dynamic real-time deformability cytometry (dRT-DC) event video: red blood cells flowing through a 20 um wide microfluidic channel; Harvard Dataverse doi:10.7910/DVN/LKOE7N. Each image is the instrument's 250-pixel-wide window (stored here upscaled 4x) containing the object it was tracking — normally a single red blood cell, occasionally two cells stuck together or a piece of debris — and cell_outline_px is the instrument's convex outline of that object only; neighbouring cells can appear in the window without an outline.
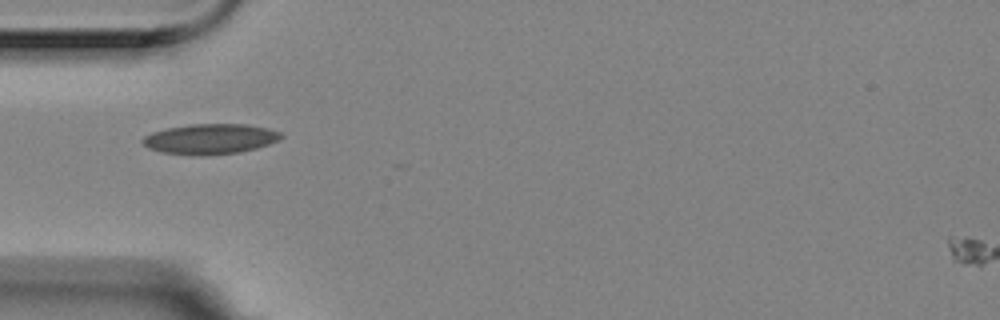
{"species": "Egyptian fruit bat (a non-hibernating species)", "species_latin": "Rousettus aegyptiacus", "temperature_condition": "room temperature", "stored_images_in_passage": 1, "camera_frame_rate_fps": 3000, "um_per_image_px": 0.085, "animal": {"sex": "female"}, "frame": {"image": 1, "passage_image": 1, "time_ms": 0.0, "image_size_px": [1000, 320], "cell_outline_px": [[284, 136], [280, 140], [256, 148], [240, 152], [200, 156], [192, 156], [160, 152], [148, 148], [140, 140], [144, 136], [152, 132], [168, 128], [192, 124], [248, 124], [268, 128], [280, 132]], "centroid_in_image_um": [17.86, 11.82], "position_along_channel_um": 67.1, "area_um2": 24.62}}